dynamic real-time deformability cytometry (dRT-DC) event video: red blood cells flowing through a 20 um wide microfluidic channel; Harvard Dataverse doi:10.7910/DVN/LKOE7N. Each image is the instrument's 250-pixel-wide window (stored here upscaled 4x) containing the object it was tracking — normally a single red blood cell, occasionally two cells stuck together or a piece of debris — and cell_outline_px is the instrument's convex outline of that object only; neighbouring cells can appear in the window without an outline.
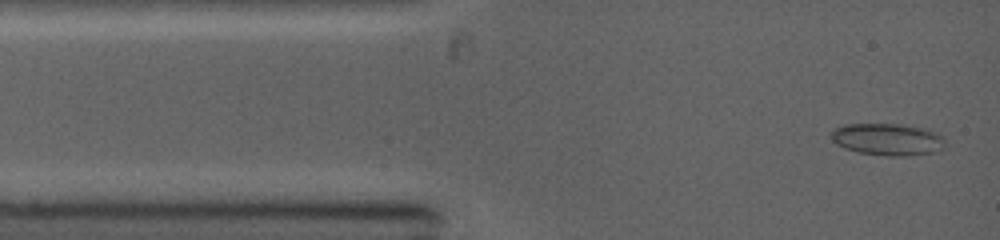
{"species": "common noctule bat (a hibernating species)", "species_latin": "Nyctalus noctula", "temperature_condition": "warm", "stored_images_in_passage": 26, "camera_frame_rate_fps": 5000, "um_per_image_px": 0.085, "animal": {"sex": "female", "body_mass_g": 19.0, "forearm_length_mm": 53.3}, "frame": {"image": 1, "passage_image": 1, "time_ms": 0.0, "image_size_px": [1000, 240], "cell_outline_px": [[944, 148], [932, 152], [904, 156], [888, 156], [860, 152], [844, 148], [836, 144], [832, 140], [832, 132], [836, 128], [848, 124], [900, 124], [924, 128], [936, 132], [944, 136]], "centroid_in_image_um": [75.47, 11.84], "position_along_channel_um": 9.5, "area_um2": 21.1}}
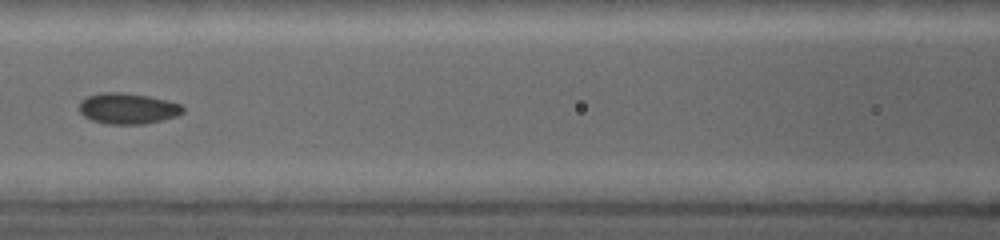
{"frame": {"image": 2, "passage_image": 9, "time_ms": 4.4, "image_size_px": [1000, 240], "cell_outline_px": [[184, 112], [176, 116], [144, 124], [108, 124], [92, 120], [84, 116], [80, 112], [80, 100], [88, 96], [104, 92], [124, 92], [148, 96], [168, 100], [180, 104], [184, 108]], "centroid_in_image_um": [10.86, 9.21], "position_along_channel_um": 155.7, "area_um2": 18.61}}
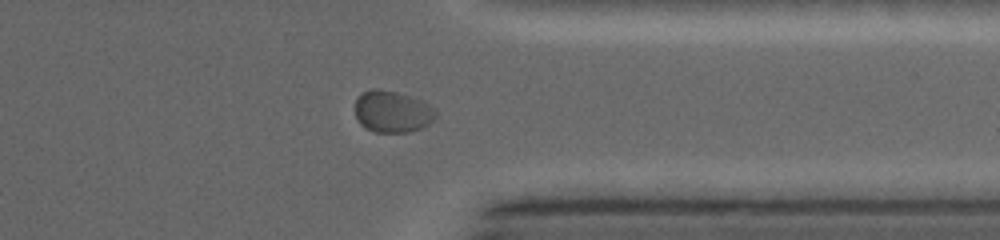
{"frame": {"image": 3, "passage_image": 19, "time_ms": 9.4, "image_size_px": [1000, 240], "cell_outline_px": [[436, 116], [428, 124], [420, 128], [408, 132], [376, 132], [364, 128], [360, 124], [356, 116], [356, 96], [360, 92], [368, 88], [376, 88], [396, 92], [412, 96], [424, 100], [436, 108]], "centroid_in_image_um": [33.34, 9.46], "position_along_channel_um": 378.1, "area_um2": 20.0}}